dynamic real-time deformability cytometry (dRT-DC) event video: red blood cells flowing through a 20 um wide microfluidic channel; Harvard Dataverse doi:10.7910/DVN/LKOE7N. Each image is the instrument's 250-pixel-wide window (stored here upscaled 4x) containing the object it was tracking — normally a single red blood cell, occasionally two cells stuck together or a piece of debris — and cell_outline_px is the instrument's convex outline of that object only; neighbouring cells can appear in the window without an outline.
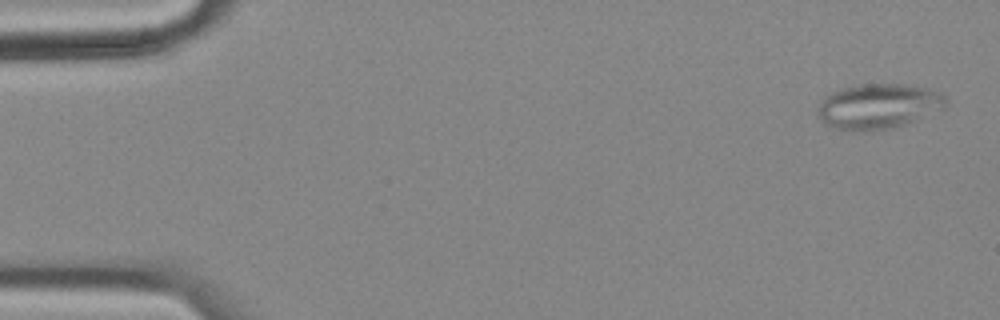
{"species": "common noctule bat (a hibernating species)", "species_latin": "Nyctalus noctula", "temperature_condition": "cold", "stored_images_in_passage": 56, "segment_of_instrument_passage": [1, 2], "camera_frame_rate_fps": 3000, "um_per_image_px": 0.085, "animal": {"sex": "female", "body_mass_g": 18.4}, "frame": {"image": 1, "passage_image": 2, "time_ms": 0.333, "image_size_px": [1000, 320], "cell_outline_px": [[948, 100], [944, 108], [904, 124], [892, 128], [872, 132], [852, 132], [836, 128], [824, 124], [816, 116], [816, 108], [820, 100], [828, 92], [840, 88], [860, 84], [904, 84], [928, 88], [944, 92]], "centroid_in_image_um": [74.6, 9.04], "position_along_channel_um": 10.4, "area_um2": 34.62}}